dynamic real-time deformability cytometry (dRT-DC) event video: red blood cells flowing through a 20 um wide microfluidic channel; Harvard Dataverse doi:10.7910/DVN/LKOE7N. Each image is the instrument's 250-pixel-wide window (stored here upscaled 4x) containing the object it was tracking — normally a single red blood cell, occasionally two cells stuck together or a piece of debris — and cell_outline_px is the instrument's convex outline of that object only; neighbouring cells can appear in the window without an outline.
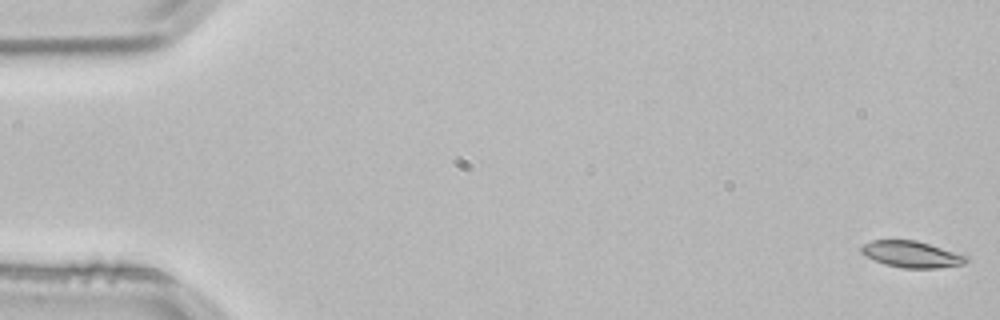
{"species": "common noctule bat (a hibernating species)", "species_latin": "Nyctalus noctula", "temperature_condition": "room temperature", "stored_images_in_passage": 4, "camera_frame_rate_fps": 3000, "um_per_image_px": 0.085, "animal": {"sex": "male", "body_mass_g": 21.5, "forearm_length_mm": 52.0}, "frame": {"image": 1, "passage_image": 1, "time_ms": 0.0, "image_size_px": [1000, 320], "cell_outline_px": [[972, 260], [964, 264], [936, 268], [900, 268], [884, 264], [860, 252], [860, 248], [864, 244], [872, 240], [916, 240], [968, 256]], "centroid_in_image_um": [77.52, 21.62], "position_along_channel_um": 7.5, "area_um2": 16.13}}
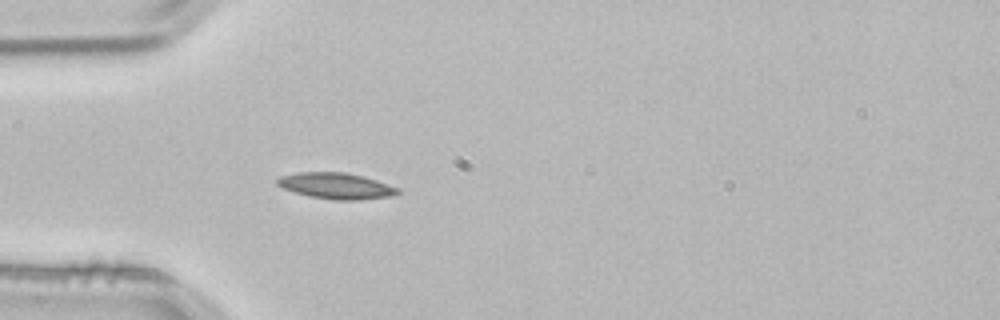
{"frame": {"image": 2, "passage_image": 4, "time_ms": 1.0, "image_size_px": [1000, 320], "cell_outline_px": [[400, 192], [392, 196], [360, 200], [332, 200], [308, 196], [284, 188], [276, 184], [276, 180], [280, 176], [300, 172], [344, 172], [376, 180], [400, 188]], "centroid_in_image_um": [28.58, 15.81], "position_along_channel_um": 56.4, "area_um2": 18.26}}